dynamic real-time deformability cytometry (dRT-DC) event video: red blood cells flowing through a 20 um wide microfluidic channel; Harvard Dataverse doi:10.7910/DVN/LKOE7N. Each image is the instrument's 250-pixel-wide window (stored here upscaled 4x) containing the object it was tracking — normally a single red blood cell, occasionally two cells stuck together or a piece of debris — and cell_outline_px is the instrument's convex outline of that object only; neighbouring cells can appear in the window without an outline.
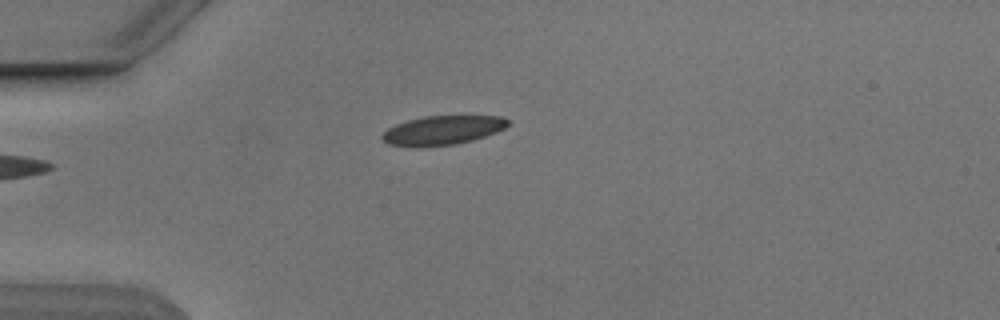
{"species": "Egyptian fruit bat (a non-hibernating species)", "species_latin": "Rousettus aegyptiacus", "temperature_condition": "cold", "stored_images_in_passage": 5, "camera_frame_rate_fps": 3000, "um_per_image_px": 0.085, "animal": {"sex": "male"}, "frame": {"image": 1, "passage_image": 5, "time_ms": 4.667, "image_size_px": [1000, 320], "cell_outline_px": [[508, 124], [504, 128], [496, 132], [472, 140], [456, 144], [424, 148], [416, 148], [388, 144], [380, 140], [380, 136], [388, 128], [396, 124], [408, 120], [424, 116], [500, 116], [508, 120]], "centroid_in_image_um": [37.54, 11.1], "position_along_channel_um": 47.5, "area_um2": 21.56}}